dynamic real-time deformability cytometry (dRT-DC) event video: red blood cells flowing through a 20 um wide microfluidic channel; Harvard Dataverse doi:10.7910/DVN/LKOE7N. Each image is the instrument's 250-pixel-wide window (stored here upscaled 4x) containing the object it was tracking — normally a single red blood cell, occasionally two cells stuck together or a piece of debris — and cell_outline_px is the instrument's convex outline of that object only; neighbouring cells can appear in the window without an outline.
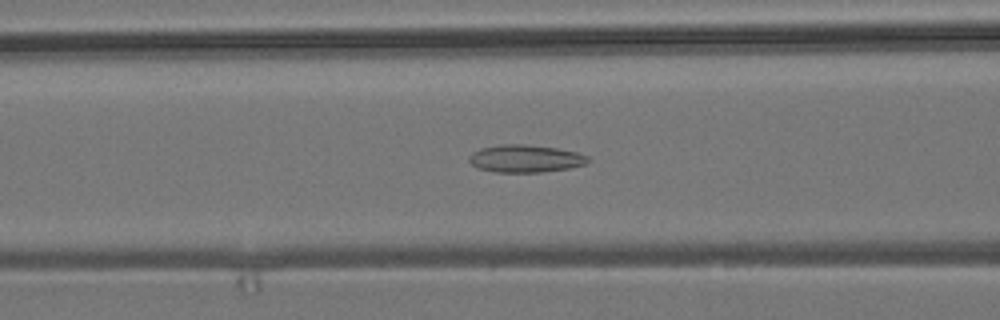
{"species": "common noctule bat (a hibernating species)", "species_latin": "Nyctalus noctula", "temperature_condition": "room temperature", "stored_images_in_passage": 54, "camera_frame_rate_fps": 3000, "um_per_image_px": 0.085, "animal": {"sex": "male", "body_mass_g": 19.2, "forearm_length_mm": 51.8}, "frame": {"image": 1, "passage_image": 22, "time_ms": 7.0, "image_size_px": [1000, 320], "cell_outline_px": [[588, 160], [584, 164], [568, 168], [540, 172], [496, 172], [476, 168], [468, 160], [468, 156], [472, 152], [480, 148], [500, 144], [524, 144], [556, 148], [576, 152], [588, 156]], "centroid_in_image_um": [44.59, 13.47], "position_along_channel_um": 122.0, "area_um2": 19.02}}
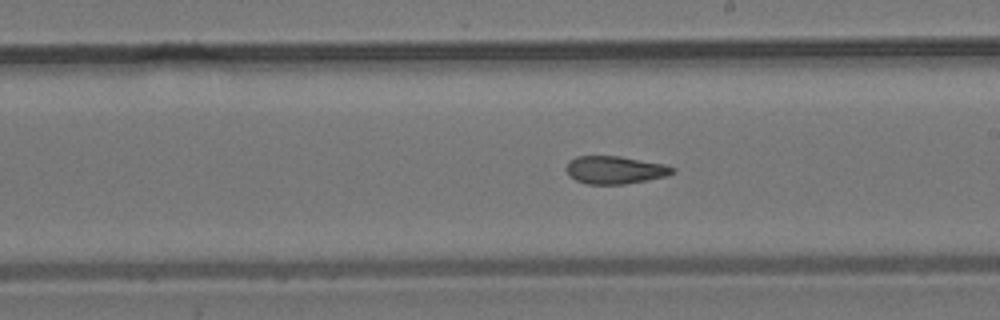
{"frame": {"image": 2, "passage_image": 31, "time_ms": 10.0, "image_size_px": [1000, 320], "cell_outline_px": [[676, 172], [668, 176], [648, 180], [624, 184], [588, 184], [576, 180], [568, 176], [564, 168], [568, 160], [576, 156], [620, 156], [664, 164], [676, 168]], "centroid_in_image_um": [52.26, 14.44], "position_along_channel_um": 236.7, "area_um2": 17.51}}
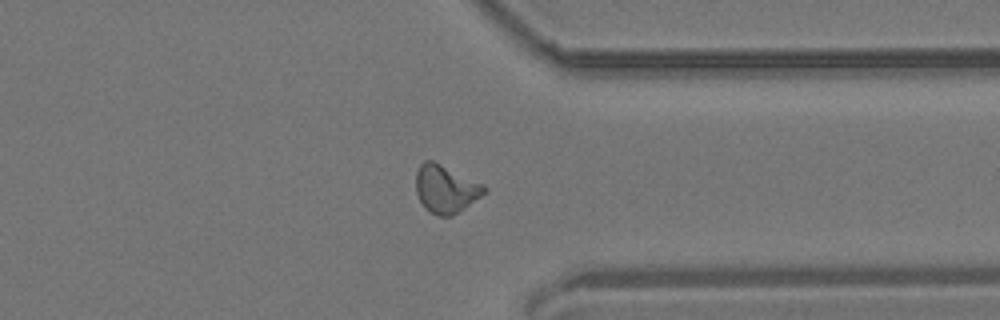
{"frame": {"image": 3, "passage_image": 42, "time_ms": 13.667, "image_size_px": [1000, 320], "cell_outline_px": [[488, 192], [452, 216], [436, 216], [428, 212], [424, 208], [416, 192], [416, 172], [420, 164], [424, 160], [432, 160], [484, 184], [488, 188]], "centroid_in_image_um": [37.89, 16.07], "position_along_channel_um": 373.5, "area_um2": 19.25}, "authors_computed_cell_mechanics": {"area_um2": 18.1203, "velocity_mm_per_s": 3.8244, "shape_relaxation_time_tau1_ms": null, "shape_relaxation_time_tau2_ms": 2.1957, "deformation_change_tau1": null, "deformation_change_tau2": 0.0964}}